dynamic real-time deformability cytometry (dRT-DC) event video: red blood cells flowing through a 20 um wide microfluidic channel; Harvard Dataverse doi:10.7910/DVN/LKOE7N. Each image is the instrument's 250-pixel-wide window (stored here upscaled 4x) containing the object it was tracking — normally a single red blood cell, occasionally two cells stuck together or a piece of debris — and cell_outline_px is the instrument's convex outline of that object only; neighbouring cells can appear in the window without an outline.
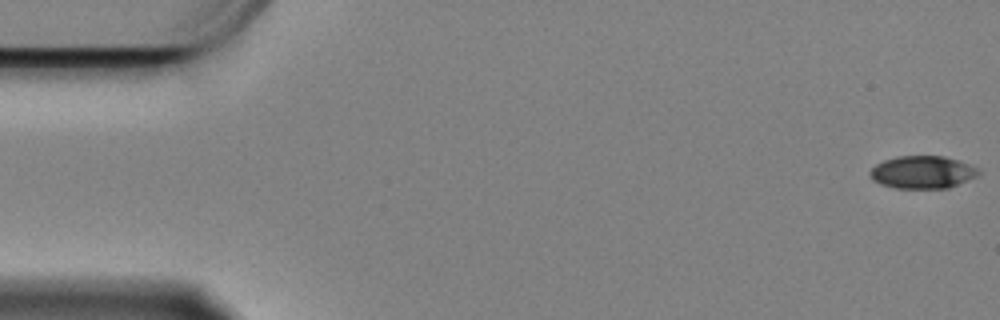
{"species": "Egyptian fruit bat (a non-hibernating species)", "species_latin": "Rousettus aegyptiacus", "temperature_condition": "cold", "stored_images_in_passage": 52, "camera_frame_rate_fps": 3000, "um_per_image_px": 0.085, "animal": {"sex": "female"}, "frame": {"image": 1, "passage_image": 1, "time_ms": 0.0, "image_size_px": [1000, 320], "cell_outline_px": [[980, 172], [976, 176], [948, 188], [896, 188], [880, 184], [872, 180], [868, 172], [876, 164], [884, 160], [896, 156], [944, 156], [968, 164], [976, 168]], "centroid_in_image_um": [78.35, 14.63], "position_along_channel_um": 6.7, "area_um2": 20.46}}
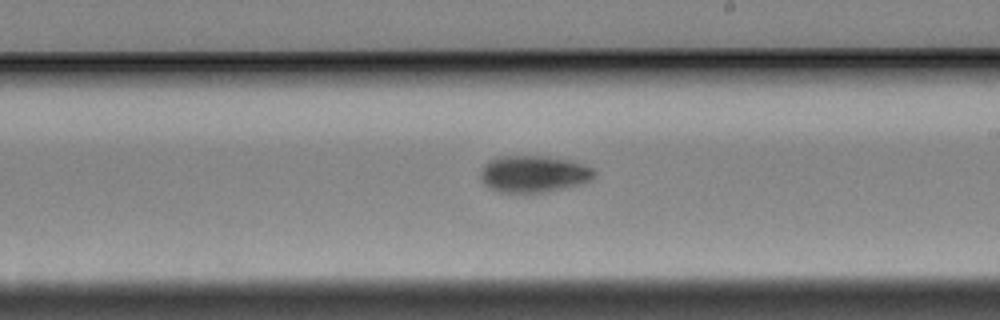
{"frame": {"image": 2, "passage_image": 34, "time_ms": 11.0, "image_size_px": [1000, 320], "cell_outline_px": [[596, 176], [592, 180], [584, 184], [544, 192], [496, 192], [484, 184], [480, 180], [480, 168], [488, 160], [496, 156], [544, 156], [572, 160], [592, 168], [596, 172]], "centroid_in_image_um": [45.35, 14.78], "position_along_channel_um": 243.6, "area_um2": 24.85}}
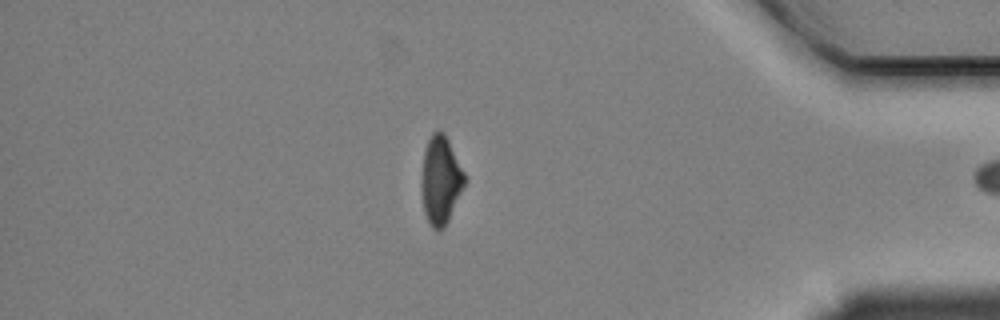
{"frame": {"image": 3, "passage_image": 51, "time_ms": 16.667, "image_size_px": [1000, 320], "cell_outline_px": [[468, 180], [444, 228], [440, 232], [432, 228], [424, 212], [424, 152], [428, 140], [432, 132], [436, 128], [444, 132]], "centroid_in_image_um": [37.51, 15.31], "position_along_channel_um": 397.7, "area_um2": 21.56}}